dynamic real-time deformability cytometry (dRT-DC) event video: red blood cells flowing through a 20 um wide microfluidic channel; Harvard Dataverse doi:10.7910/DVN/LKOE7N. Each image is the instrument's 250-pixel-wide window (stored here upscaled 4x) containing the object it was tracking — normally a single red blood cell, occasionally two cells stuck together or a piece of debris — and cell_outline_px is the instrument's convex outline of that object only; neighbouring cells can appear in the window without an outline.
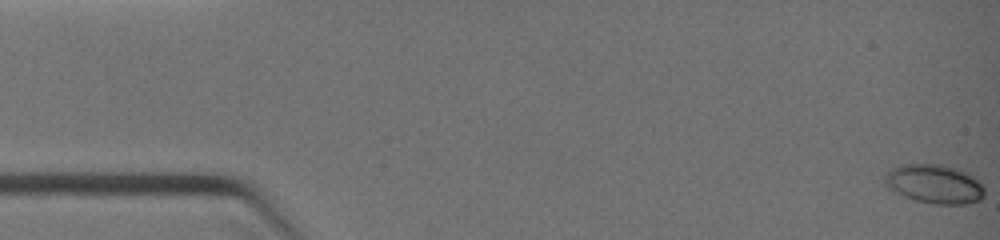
{"species": "common noctule bat (a hibernating species)", "species_latin": "Nyctalus noctula", "temperature_condition": "warm", "stored_images_in_passage": 37, "camera_frame_rate_fps": 3000, "um_per_image_px": 0.085, "animal": {"sex": "female", "body_mass_g": 19.0, "forearm_length_mm": 51.5}, "frame": {"image": 1, "passage_image": 1, "time_ms": 0.0, "image_size_px": [1000, 240], "cell_outline_px": [[984, 196], [980, 200], [968, 204], [936, 204], [916, 200], [904, 196], [888, 188], [884, 180], [884, 176], [892, 168], [904, 164], [940, 164], [956, 168], [968, 172], [984, 188]], "centroid_in_image_um": [79.43, 15.64], "position_along_channel_um": 5.6, "area_um2": 22.54}}
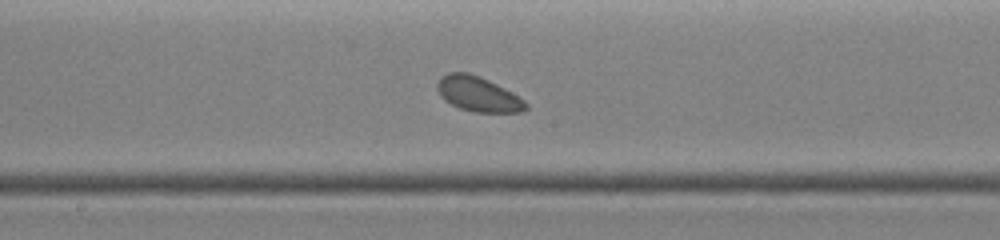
{"frame": {"image": 2, "passage_image": 23, "time_ms": 6.667, "image_size_px": [1000, 240], "cell_outline_px": [[528, 108], [524, 112], [476, 112], [460, 108], [444, 100], [440, 96], [436, 88], [436, 84], [440, 76], [448, 72], [468, 72], [480, 76], [504, 88], [524, 100], [528, 104]], "centroid_in_image_um": [40.61, 7.99], "position_along_channel_um": 207.6, "area_um2": 18.09}}
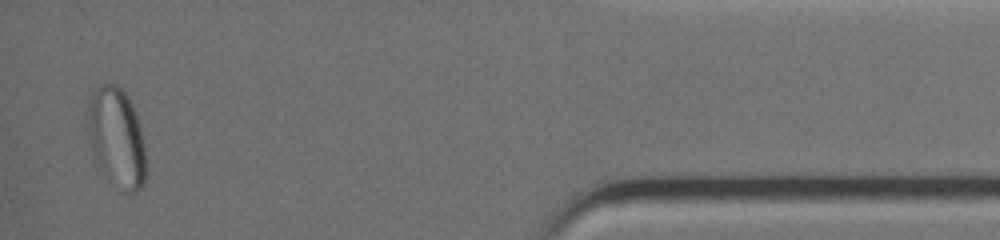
{"frame": {"image": 3, "passage_image": 37, "time_ms": 12.0, "image_size_px": [1000, 240], "cell_outline_px": [[144, 184], [136, 192], [132, 192], [96, 156], [92, 144], [88, 124], [88, 108], [92, 92], [100, 84], [116, 84], [128, 96], [136, 112], [140, 124], [144, 144]], "centroid_in_image_um": [9.96, 11.45], "position_along_channel_um": 425.2, "area_um2": 31.1}}